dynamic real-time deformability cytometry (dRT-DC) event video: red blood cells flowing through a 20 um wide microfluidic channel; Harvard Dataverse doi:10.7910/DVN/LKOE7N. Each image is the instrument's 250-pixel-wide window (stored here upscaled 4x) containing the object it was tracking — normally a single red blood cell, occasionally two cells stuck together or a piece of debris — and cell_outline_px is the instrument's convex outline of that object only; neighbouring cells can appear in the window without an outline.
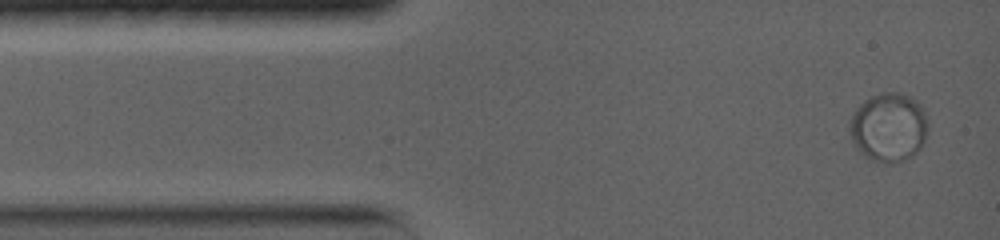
{"species": "common noctule bat (a hibernating species)", "species_latin": "Nyctalus noctula", "temperature_condition": "warm", "stored_images_in_passage": 5, "camera_frame_rate_fps": 5000, "um_per_image_px": 0.085, "animal": {"sex": "female", "body_mass_g": 19.0, "forearm_length_mm": 56.7}, "frame": {"image": 1, "passage_image": 1, "time_ms": 0.0, "image_size_px": [1000, 240], "cell_outline_px": [[928, 128], [924, 144], [912, 156], [892, 164], [872, 160], [860, 152], [856, 148], [852, 140], [848, 128], [848, 124], [856, 108], [864, 100], [872, 96], [884, 92], [896, 92], [908, 96], [916, 100], [924, 108], [928, 124]], "centroid_in_image_um": [75.55, 10.82], "position_along_channel_um": 9.5, "area_um2": 31.67}}
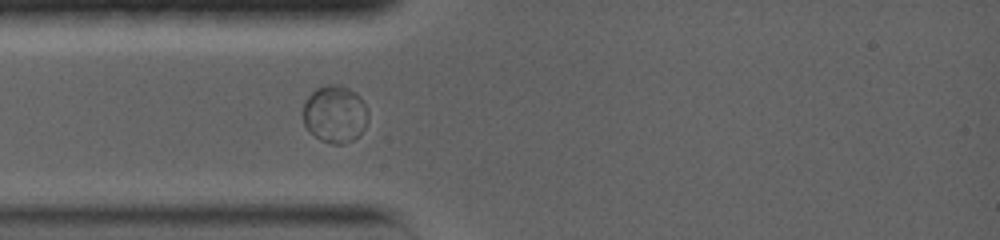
{"frame": {"image": 2, "passage_image": 4, "time_ms": 3.2, "image_size_px": [1000, 240], "cell_outline_px": [[368, 120], [364, 128], [352, 140], [340, 144], [332, 144], [320, 140], [308, 132], [304, 124], [300, 112], [304, 100], [316, 88], [328, 84], [340, 84], [356, 92], [360, 96], [368, 112]], "centroid_in_image_um": [28.41, 9.68], "position_along_channel_um": 56.6, "area_um2": 22.2}}
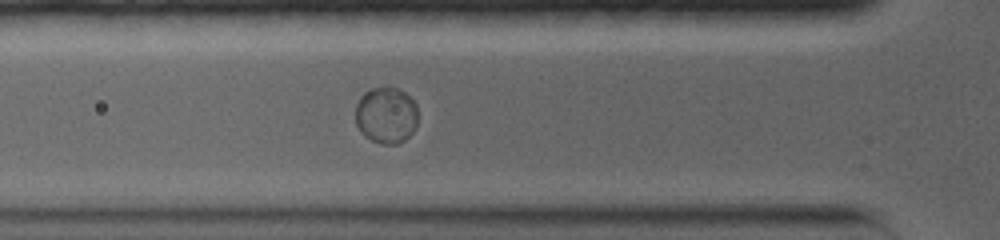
{"frame": {"image": 3, "passage_image": 5, "time_ms": 4.2, "image_size_px": [1000, 240], "cell_outline_px": [[416, 128], [404, 140], [396, 144], [380, 144], [364, 136], [360, 132], [356, 124], [356, 104], [360, 96], [364, 92], [372, 88], [388, 84], [404, 92], [416, 104]], "centroid_in_image_um": [32.8, 9.77], "position_along_channel_um": 93.0, "area_um2": 20.81}}